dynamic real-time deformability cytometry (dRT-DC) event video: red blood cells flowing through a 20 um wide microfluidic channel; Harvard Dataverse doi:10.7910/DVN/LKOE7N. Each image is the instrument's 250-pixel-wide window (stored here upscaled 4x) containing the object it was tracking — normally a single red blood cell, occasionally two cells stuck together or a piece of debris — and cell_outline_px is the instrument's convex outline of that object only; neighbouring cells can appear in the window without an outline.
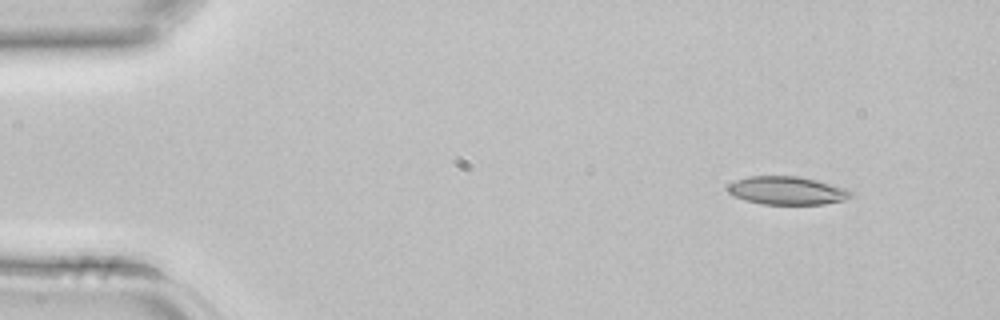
{"species": "common noctule bat (a hibernating species)", "species_latin": "Nyctalus noctula", "temperature_condition": "room temperature", "stored_images_in_passage": 4, "segment_of_instrument_passage": [2, 2], "camera_frame_rate_fps": 3000, "um_per_image_px": 0.085, "animal": {"sex": "female", "body_mass_g": 22.7, "forearm_length_mm": 54.2}, "frame": {"image": 1, "passage_image": 4, "time_ms": 1.0, "image_size_px": [1000, 320], "cell_outline_px": [[852, 196], [844, 200], [824, 204], [760, 204], [744, 200], [728, 192], [728, 184], [736, 180], [748, 176], [800, 176], [848, 188], [852, 192]], "centroid_in_image_um": [66.91, 16.19], "position_along_channel_um": 18.1, "area_um2": 20.29}}